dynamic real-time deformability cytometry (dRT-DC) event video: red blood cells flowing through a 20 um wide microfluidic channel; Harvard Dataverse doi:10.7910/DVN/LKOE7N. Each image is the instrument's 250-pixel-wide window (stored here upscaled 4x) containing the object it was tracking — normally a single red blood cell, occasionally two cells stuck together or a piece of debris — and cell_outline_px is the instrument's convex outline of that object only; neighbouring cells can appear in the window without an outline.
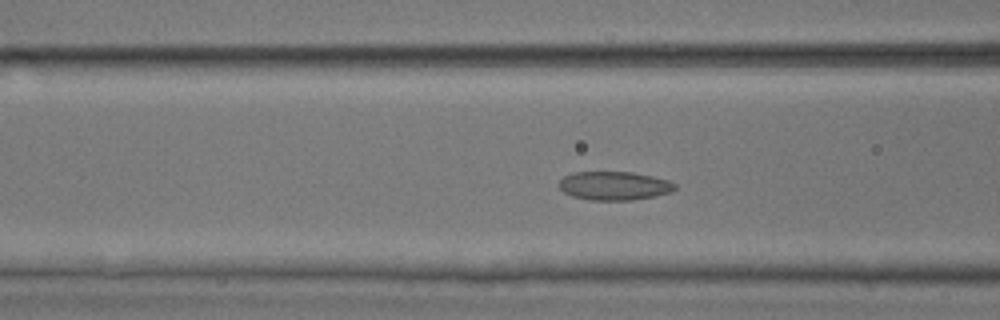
{"species": "common noctule bat (a hibernating species)", "species_latin": "Nyctalus noctula", "temperature_condition": "room temperature", "stored_images_in_passage": 48, "camera_frame_rate_fps": 3000, "um_per_image_px": 0.085, "animal": {"sex": "male", "body_mass_g": 17.9, "forearm_length_mm": 54.2}, "frame": {"image": 1, "passage_image": 17, "time_ms": 5.333, "image_size_px": [1000, 320], "cell_outline_px": [[676, 188], [668, 192], [656, 196], [632, 200], [592, 200], [572, 196], [564, 192], [560, 188], [560, 180], [564, 176], [576, 172], [632, 172], [652, 176], [668, 180], [676, 184]], "centroid_in_image_um": [52.22, 15.79], "position_along_channel_um": 114.4, "area_um2": 19.19}}
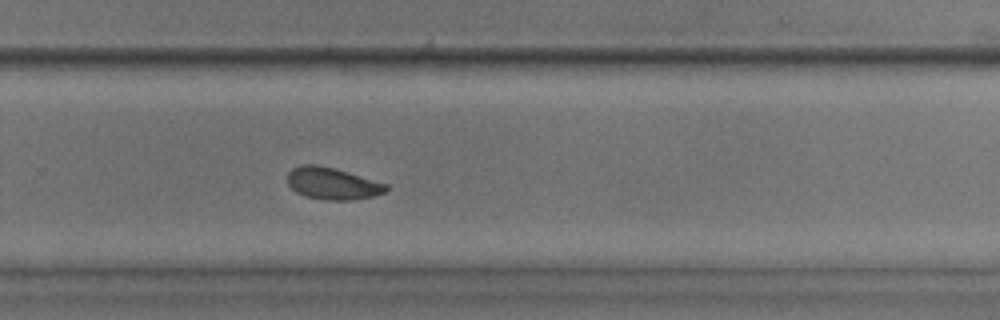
{"frame": {"image": 2, "passage_image": 31, "time_ms": 10.0, "image_size_px": [1000, 320], "cell_outline_px": [[388, 188], [384, 192], [372, 196], [352, 200], [324, 200], [304, 196], [296, 192], [288, 184], [288, 172], [292, 168], [300, 164], [316, 164], [332, 168], [388, 184]], "centroid_in_image_um": [28.21, 15.6], "position_along_channel_um": 301.6, "area_um2": 18.21}}
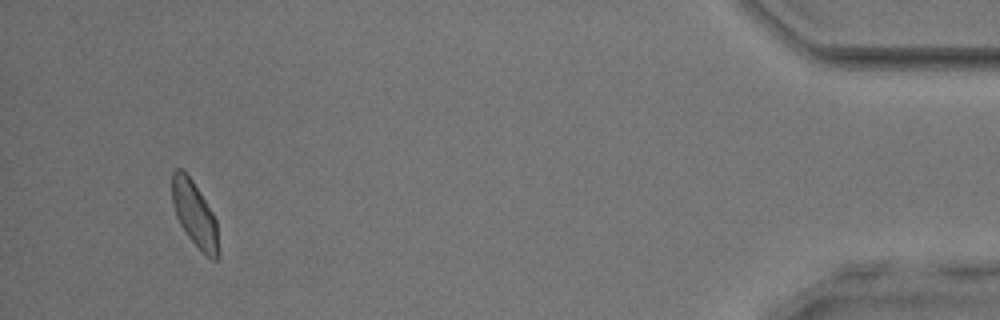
{"frame": {"image": 3, "passage_image": 45, "time_ms": 14.667, "image_size_px": [1000, 320], "cell_outline_px": [[220, 256], [216, 260], [212, 260], [188, 236], [180, 224], [176, 216], [172, 204], [172, 172], [176, 168], [180, 168], [192, 180], [212, 212], [216, 220], [220, 252]], "centroid_in_image_um": [16.55, 18.22], "position_along_channel_um": 418.6, "area_um2": 17.46}, "authors_computed_cell_mechanics": {"area_um2": 18.8428, "velocity_mm_per_s": 4.0255, "shape_relaxation_time_tau1_ms": 3.4204, "shape_relaxation_time_tau2_ms": 1.9342, "deformation_change_tau1": 0.0891, "deformation_change_tau2": 0.045}}